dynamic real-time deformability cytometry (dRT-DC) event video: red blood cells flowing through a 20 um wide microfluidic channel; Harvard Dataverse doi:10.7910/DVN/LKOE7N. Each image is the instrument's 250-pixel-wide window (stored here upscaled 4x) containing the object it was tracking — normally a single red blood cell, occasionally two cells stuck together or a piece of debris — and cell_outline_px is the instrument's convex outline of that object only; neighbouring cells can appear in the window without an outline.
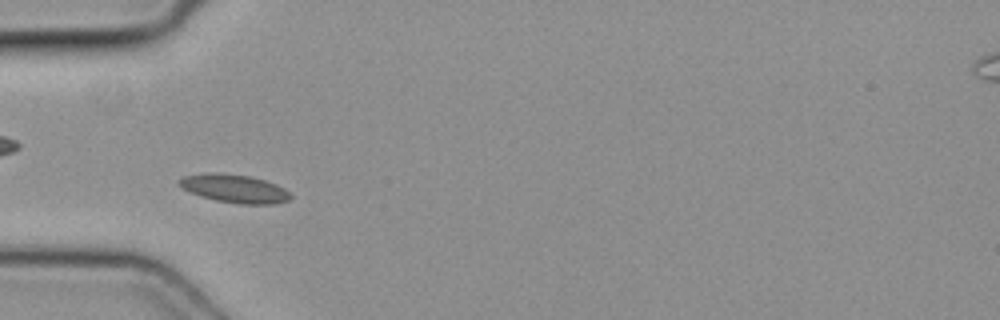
{"species": "common noctule bat (a hibernating species)", "species_latin": "Nyctalus noctula", "temperature_condition": "cold", "stored_images_in_passage": 34, "camera_frame_rate_fps": 3000, "um_per_image_px": 0.085, "animal": {"sex": "female", "body_mass_g": 19.3, "forearm_length_mm": 54.1}, "frame": {"image": 1, "passage_image": 9, "time_ms": 2.667, "image_size_px": [1000, 320], "cell_outline_px": [[292, 196], [288, 200], [276, 204], [240, 204], [216, 200], [200, 196], [176, 184], [176, 180], [184, 176], [212, 172], [216, 172], [252, 176], [276, 184], [292, 192]], "centroid_in_image_um": [19.95, 16.02], "position_along_channel_um": 65.0, "area_um2": 18.5}}
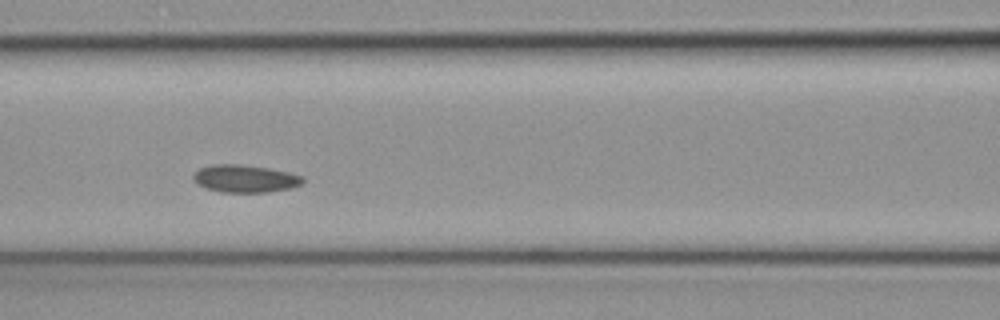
{"frame": {"image": 2, "passage_image": 15, "time_ms": 4.667, "image_size_px": [1000, 320], "cell_outline_px": [[304, 180], [300, 184], [292, 188], [268, 192], [220, 192], [204, 188], [192, 180], [192, 176], [200, 168], [212, 164], [240, 164], [268, 168], [288, 172], [304, 176]], "centroid_in_image_um": [20.81, 15.18], "position_along_channel_um": 145.8, "area_um2": 17.69}}
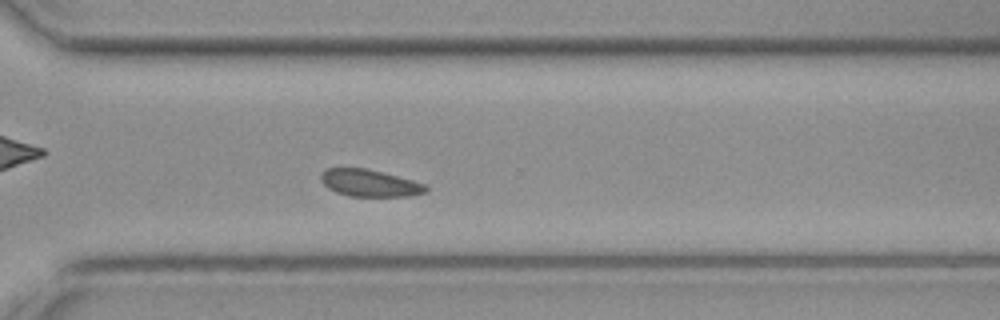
{"frame": {"image": 3, "passage_image": 29, "time_ms": 9.333, "image_size_px": [1000, 320], "cell_outline_px": [[428, 192], [408, 196], [348, 196], [336, 192], [328, 188], [320, 180], [320, 172], [328, 168], [368, 168], [412, 180], [424, 184], [428, 188]], "centroid_in_image_um": [31.39, 15.55], "position_along_channel_um": 339.2, "area_um2": 16.59}}